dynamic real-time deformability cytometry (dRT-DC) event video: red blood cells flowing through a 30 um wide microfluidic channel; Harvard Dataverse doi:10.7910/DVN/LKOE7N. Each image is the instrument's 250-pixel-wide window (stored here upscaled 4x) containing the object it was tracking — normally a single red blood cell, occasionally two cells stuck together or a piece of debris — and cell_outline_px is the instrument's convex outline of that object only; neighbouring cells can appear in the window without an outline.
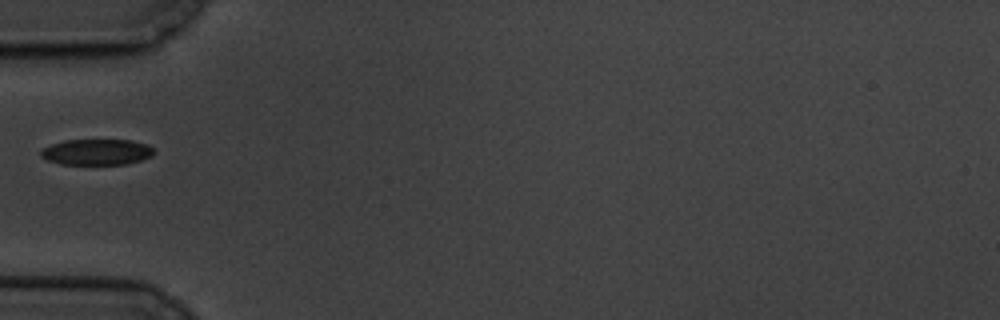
{"species": "common noctule bat (a hibernating species)", "species_latin": "Nyctalus noctula", "temperature_condition": "cold", "stored_images_in_passage": 7, "camera_frame_rate_fps": 3000, "um_per_image_px": 0.085, "animal": {"sex": "male", "body_mass_g": 19.5, "forearm_length_mm": 54.6}, "frame": {"image": 1, "passage_image": 3, "time_ms": 2.333, "image_size_px": [1000, 320], "cell_outline_px": [[152, 156], [128, 164], [60, 164], [48, 160], [40, 156], [40, 148], [64, 140], [132, 140], [148, 144], [152, 148]], "centroid_in_image_um": [8.19, 12.92], "position_along_channel_um": 76.8, "area_um2": 17.11}}
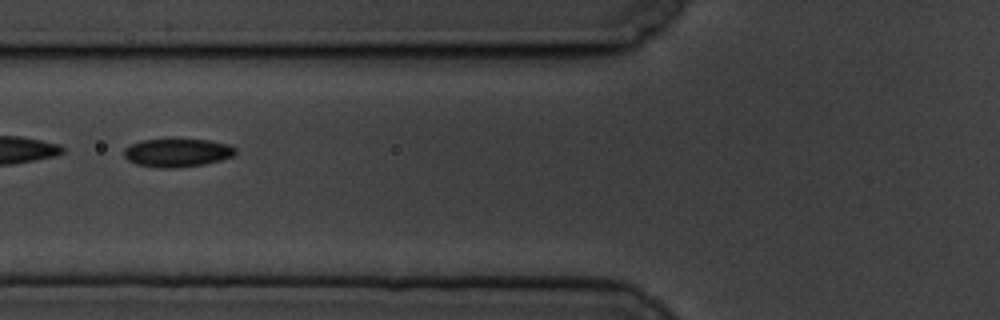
{"frame": {"image": 2, "passage_image": 4, "time_ms": 3.333, "image_size_px": [1000, 320], "cell_outline_px": [[236, 156], [204, 164], [176, 168], [156, 168], [136, 164], [128, 160], [124, 156], [124, 148], [132, 144], [144, 140], [208, 140], [228, 144], [236, 148]], "centroid_in_image_um": [15.09, 13.0], "position_along_channel_um": 110.7, "area_um2": 18.32}}
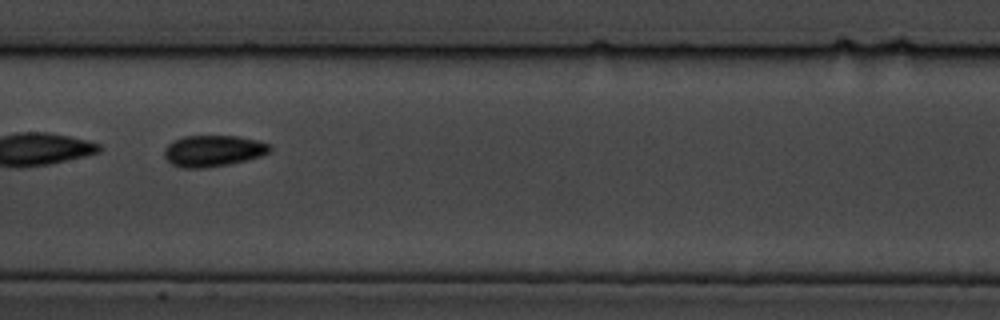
{"frame": {"image": 3, "passage_image": 6, "time_ms": 5.667, "image_size_px": [1000, 320], "cell_outline_px": [[272, 148], [268, 152], [260, 156], [248, 160], [228, 164], [204, 168], [184, 168], [172, 164], [164, 156], [164, 148], [172, 140], [184, 136], [236, 136], [256, 140], [268, 144]], "centroid_in_image_um": [18.08, 12.82], "position_along_channel_um": 189.3, "area_um2": 19.19}}